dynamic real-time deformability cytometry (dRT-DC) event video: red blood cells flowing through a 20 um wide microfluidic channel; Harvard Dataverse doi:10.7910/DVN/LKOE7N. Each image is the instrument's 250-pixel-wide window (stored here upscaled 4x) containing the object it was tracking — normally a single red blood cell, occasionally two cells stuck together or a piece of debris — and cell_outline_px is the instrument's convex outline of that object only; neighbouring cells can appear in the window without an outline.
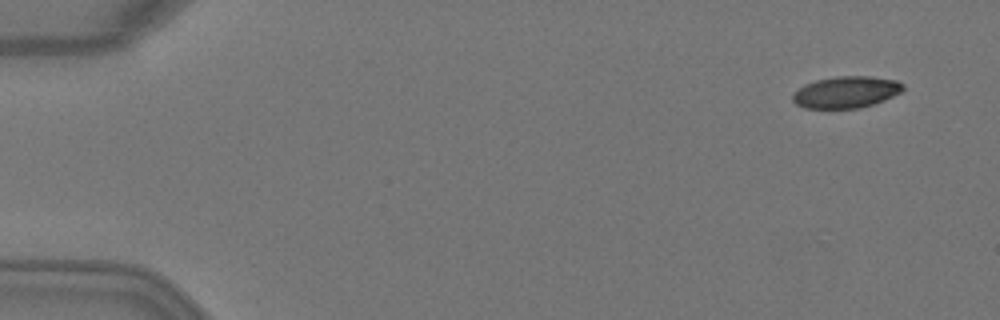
{"species": "Egyptian fruit bat (a non-hibernating species)", "species_latin": "Rousettus aegyptiacus", "temperature_condition": "warm", "stored_images_in_passage": 3, "camera_frame_rate_fps": 3000, "um_per_image_px": 0.085, "animal": {"sex": "female"}, "frame": {"image": 1, "passage_image": 1, "time_ms": 0.0, "image_size_px": [1000, 320], "cell_outline_px": [[904, 88], [900, 92], [884, 100], [860, 108], [804, 108], [796, 104], [792, 100], [792, 92], [804, 84], [816, 80], [836, 76], [872, 76], [896, 80], [904, 84]], "centroid_in_image_um": [71.89, 7.82], "position_along_channel_um": 13.1, "area_um2": 20.46}}